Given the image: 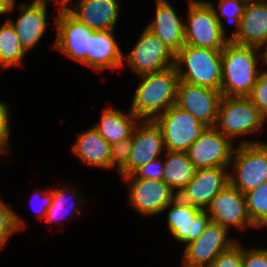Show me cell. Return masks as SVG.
<instances>
[{
  "instance_id": "obj_5",
  "label": "cell",
  "mask_w": 267,
  "mask_h": 267,
  "mask_svg": "<svg viewBox=\"0 0 267 267\" xmlns=\"http://www.w3.org/2000/svg\"><path fill=\"white\" fill-rule=\"evenodd\" d=\"M233 154L235 176H229L233 187L245 195L267 181V143L244 140Z\"/></svg>"
},
{
  "instance_id": "obj_32",
  "label": "cell",
  "mask_w": 267,
  "mask_h": 267,
  "mask_svg": "<svg viewBox=\"0 0 267 267\" xmlns=\"http://www.w3.org/2000/svg\"><path fill=\"white\" fill-rule=\"evenodd\" d=\"M244 247L237 241L212 262L209 267H243Z\"/></svg>"
},
{
  "instance_id": "obj_28",
  "label": "cell",
  "mask_w": 267,
  "mask_h": 267,
  "mask_svg": "<svg viewBox=\"0 0 267 267\" xmlns=\"http://www.w3.org/2000/svg\"><path fill=\"white\" fill-rule=\"evenodd\" d=\"M22 226H24V222L0 200V248H3L7 239Z\"/></svg>"
},
{
  "instance_id": "obj_38",
  "label": "cell",
  "mask_w": 267,
  "mask_h": 267,
  "mask_svg": "<svg viewBox=\"0 0 267 267\" xmlns=\"http://www.w3.org/2000/svg\"><path fill=\"white\" fill-rule=\"evenodd\" d=\"M15 0H0V14L10 13L13 11Z\"/></svg>"
},
{
  "instance_id": "obj_35",
  "label": "cell",
  "mask_w": 267,
  "mask_h": 267,
  "mask_svg": "<svg viewBox=\"0 0 267 267\" xmlns=\"http://www.w3.org/2000/svg\"><path fill=\"white\" fill-rule=\"evenodd\" d=\"M8 106L0 102V154H6L9 150L8 138L10 136V126L8 121Z\"/></svg>"
},
{
  "instance_id": "obj_27",
  "label": "cell",
  "mask_w": 267,
  "mask_h": 267,
  "mask_svg": "<svg viewBox=\"0 0 267 267\" xmlns=\"http://www.w3.org/2000/svg\"><path fill=\"white\" fill-rule=\"evenodd\" d=\"M247 213L255 228L267 227V181L245 194Z\"/></svg>"
},
{
  "instance_id": "obj_8",
  "label": "cell",
  "mask_w": 267,
  "mask_h": 267,
  "mask_svg": "<svg viewBox=\"0 0 267 267\" xmlns=\"http://www.w3.org/2000/svg\"><path fill=\"white\" fill-rule=\"evenodd\" d=\"M175 55L155 34L145 28L125 60L127 65L140 76L174 66Z\"/></svg>"
},
{
  "instance_id": "obj_22",
  "label": "cell",
  "mask_w": 267,
  "mask_h": 267,
  "mask_svg": "<svg viewBox=\"0 0 267 267\" xmlns=\"http://www.w3.org/2000/svg\"><path fill=\"white\" fill-rule=\"evenodd\" d=\"M124 58L115 40L113 30L94 31L90 36L89 53H86V65L97 71L104 68L124 66Z\"/></svg>"
},
{
  "instance_id": "obj_40",
  "label": "cell",
  "mask_w": 267,
  "mask_h": 267,
  "mask_svg": "<svg viewBox=\"0 0 267 267\" xmlns=\"http://www.w3.org/2000/svg\"><path fill=\"white\" fill-rule=\"evenodd\" d=\"M261 56H262L261 59L264 61L265 64H267V45H266V49L261 54Z\"/></svg>"
},
{
  "instance_id": "obj_29",
  "label": "cell",
  "mask_w": 267,
  "mask_h": 267,
  "mask_svg": "<svg viewBox=\"0 0 267 267\" xmlns=\"http://www.w3.org/2000/svg\"><path fill=\"white\" fill-rule=\"evenodd\" d=\"M247 1L248 0H220L219 2L221 15L237 26L235 32L230 36L229 41H232L239 33L241 17Z\"/></svg>"
},
{
  "instance_id": "obj_13",
  "label": "cell",
  "mask_w": 267,
  "mask_h": 267,
  "mask_svg": "<svg viewBox=\"0 0 267 267\" xmlns=\"http://www.w3.org/2000/svg\"><path fill=\"white\" fill-rule=\"evenodd\" d=\"M236 242L228 238L226 228L210 221L202 234L186 245L183 261L191 266L209 267L220 253Z\"/></svg>"
},
{
  "instance_id": "obj_12",
  "label": "cell",
  "mask_w": 267,
  "mask_h": 267,
  "mask_svg": "<svg viewBox=\"0 0 267 267\" xmlns=\"http://www.w3.org/2000/svg\"><path fill=\"white\" fill-rule=\"evenodd\" d=\"M132 134V149L128 163L119 171L122 177L131 175L139 167L161 158L159 154L165 148L160 127L155 121L141 120Z\"/></svg>"
},
{
  "instance_id": "obj_3",
  "label": "cell",
  "mask_w": 267,
  "mask_h": 267,
  "mask_svg": "<svg viewBox=\"0 0 267 267\" xmlns=\"http://www.w3.org/2000/svg\"><path fill=\"white\" fill-rule=\"evenodd\" d=\"M183 64L187 65L185 72H183ZM175 67L180 81L220 91L222 50L185 44L175 55Z\"/></svg>"
},
{
  "instance_id": "obj_36",
  "label": "cell",
  "mask_w": 267,
  "mask_h": 267,
  "mask_svg": "<svg viewBox=\"0 0 267 267\" xmlns=\"http://www.w3.org/2000/svg\"><path fill=\"white\" fill-rule=\"evenodd\" d=\"M243 267H267V249H243Z\"/></svg>"
},
{
  "instance_id": "obj_33",
  "label": "cell",
  "mask_w": 267,
  "mask_h": 267,
  "mask_svg": "<svg viewBox=\"0 0 267 267\" xmlns=\"http://www.w3.org/2000/svg\"><path fill=\"white\" fill-rule=\"evenodd\" d=\"M132 146V137L111 145V168L117 165L120 171L128 163Z\"/></svg>"
},
{
  "instance_id": "obj_16",
  "label": "cell",
  "mask_w": 267,
  "mask_h": 267,
  "mask_svg": "<svg viewBox=\"0 0 267 267\" xmlns=\"http://www.w3.org/2000/svg\"><path fill=\"white\" fill-rule=\"evenodd\" d=\"M170 207L168 227L173 237L180 242L188 244L196 240L211 221L205 210L183 202L178 196L165 210Z\"/></svg>"
},
{
  "instance_id": "obj_6",
  "label": "cell",
  "mask_w": 267,
  "mask_h": 267,
  "mask_svg": "<svg viewBox=\"0 0 267 267\" xmlns=\"http://www.w3.org/2000/svg\"><path fill=\"white\" fill-rule=\"evenodd\" d=\"M266 118L247 97L223 96L215 128L230 140L258 131Z\"/></svg>"
},
{
  "instance_id": "obj_34",
  "label": "cell",
  "mask_w": 267,
  "mask_h": 267,
  "mask_svg": "<svg viewBox=\"0 0 267 267\" xmlns=\"http://www.w3.org/2000/svg\"><path fill=\"white\" fill-rule=\"evenodd\" d=\"M163 171L164 163H161L158 158L153 161H150L146 165L139 167L132 173V175L135 178L162 180Z\"/></svg>"
},
{
  "instance_id": "obj_30",
  "label": "cell",
  "mask_w": 267,
  "mask_h": 267,
  "mask_svg": "<svg viewBox=\"0 0 267 267\" xmlns=\"http://www.w3.org/2000/svg\"><path fill=\"white\" fill-rule=\"evenodd\" d=\"M66 187V188H65ZM69 185L68 186H63L62 188H58L55 189L54 191L52 190V196H53V200L52 203L49 207V209L46 212L45 215V221L46 222H52V221H56V219H59L58 216L62 215V213L66 210L67 212L69 211L68 209H66V197L65 195L67 194V190L69 189ZM69 204V203H68ZM72 206V210L73 208H75L76 212H78V208L75 207V201H73V203L71 204ZM67 213L65 212V215ZM63 216V215H62Z\"/></svg>"
},
{
  "instance_id": "obj_39",
  "label": "cell",
  "mask_w": 267,
  "mask_h": 267,
  "mask_svg": "<svg viewBox=\"0 0 267 267\" xmlns=\"http://www.w3.org/2000/svg\"><path fill=\"white\" fill-rule=\"evenodd\" d=\"M50 1H54L55 3H57L58 1H60V8H66L68 6V2L72 1V0H50Z\"/></svg>"
},
{
  "instance_id": "obj_9",
  "label": "cell",
  "mask_w": 267,
  "mask_h": 267,
  "mask_svg": "<svg viewBox=\"0 0 267 267\" xmlns=\"http://www.w3.org/2000/svg\"><path fill=\"white\" fill-rule=\"evenodd\" d=\"M233 142L215 127H208L186 151L195 169L227 168L232 162Z\"/></svg>"
},
{
  "instance_id": "obj_4",
  "label": "cell",
  "mask_w": 267,
  "mask_h": 267,
  "mask_svg": "<svg viewBox=\"0 0 267 267\" xmlns=\"http://www.w3.org/2000/svg\"><path fill=\"white\" fill-rule=\"evenodd\" d=\"M185 44L211 50H223L229 42L221 16L210 2L190 0Z\"/></svg>"
},
{
  "instance_id": "obj_31",
  "label": "cell",
  "mask_w": 267,
  "mask_h": 267,
  "mask_svg": "<svg viewBox=\"0 0 267 267\" xmlns=\"http://www.w3.org/2000/svg\"><path fill=\"white\" fill-rule=\"evenodd\" d=\"M260 111L267 117V71L260 73L257 77L256 84L253 86L251 93L247 97Z\"/></svg>"
},
{
  "instance_id": "obj_11",
  "label": "cell",
  "mask_w": 267,
  "mask_h": 267,
  "mask_svg": "<svg viewBox=\"0 0 267 267\" xmlns=\"http://www.w3.org/2000/svg\"><path fill=\"white\" fill-rule=\"evenodd\" d=\"M57 39L54 47L86 65V53H89L90 36L95 31L74 18L66 8H60L55 18Z\"/></svg>"
},
{
  "instance_id": "obj_14",
  "label": "cell",
  "mask_w": 267,
  "mask_h": 267,
  "mask_svg": "<svg viewBox=\"0 0 267 267\" xmlns=\"http://www.w3.org/2000/svg\"><path fill=\"white\" fill-rule=\"evenodd\" d=\"M212 222L227 230L232 225L241 230L247 226L255 227L247 213L245 195L228 184L213 199L205 210Z\"/></svg>"
},
{
  "instance_id": "obj_24",
  "label": "cell",
  "mask_w": 267,
  "mask_h": 267,
  "mask_svg": "<svg viewBox=\"0 0 267 267\" xmlns=\"http://www.w3.org/2000/svg\"><path fill=\"white\" fill-rule=\"evenodd\" d=\"M140 121L132 111L125 115L117 109L107 108L102 112L100 123L93 127L110 145H113L132 137L133 131Z\"/></svg>"
},
{
  "instance_id": "obj_19",
  "label": "cell",
  "mask_w": 267,
  "mask_h": 267,
  "mask_svg": "<svg viewBox=\"0 0 267 267\" xmlns=\"http://www.w3.org/2000/svg\"><path fill=\"white\" fill-rule=\"evenodd\" d=\"M232 42L260 49L267 45V1L248 0L241 17L240 30Z\"/></svg>"
},
{
  "instance_id": "obj_41",
  "label": "cell",
  "mask_w": 267,
  "mask_h": 267,
  "mask_svg": "<svg viewBox=\"0 0 267 267\" xmlns=\"http://www.w3.org/2000/svg\"><path fill=\"white\" fill-rule=\"evenodd\" d=\"M184 265H183V267H200V266H191V265H188V264H185V263H183Z\"/></svg>"
},
{
  "instance_id": "obj_37",
  "label": "cell",
  "mask_w": 267,
  "mask_h": 267,
  "mask_svg": "<svg viewBox=\"0 0 267 267\" xmlns=\"http://www.w3.org/2000/svg\"><path fill=\"white\" fill-rule=\"evenodd\" d=\"M46 191V192H45ZM45 191H41L40 192V195H43L44 196V194H45V196L43 197V199H44V201H43V208L40 210V212H41V215L42 216H44L45 217V215H46V212H47V210L49 209V207H50V205H51V203H52V200H53V196H52V190H45ZM36 197V196H35ZM35 197H33V198H35ZM36 208V207H35ZM34 208V209H35ZM39 211V210H38Z\"/></svg>"
},
{
  "instance_id": "obj_18",
  "label": "cell",
  "mask_w": 267,
  "mask_h": 267,
  "mask_svg": "<svg viewBox=\"0 0 267 267\" xmlns=\"http://www.w3.org/2000/svg\"><path fill=\"white\" fill-rule=\"evenodd\" d=\"M46 5L47 1L43 0H33L28 5L22 3L19 6L21 14L17 22L15 23L8 18L26 52L38 43L44 34L46 25H48Z\"/></svg>"
},
{
  "instance_id": "obj_25",
  "label": "cell",
  "mask_w": 267,
  "mask_h": 267,
  "mask_svg": "<svg viewBox=\"0 0 267 267\" xmlns=\"http://www.w3.org/2000/svg\"><path fill=\"white\" fill-rule=\"evenodd\" d=\"M166 157L162 180L173 191L178 189L176 194H179L193 179L196 169L187 152L167 150Z\"/></svg>"
},
{
  "instance_id": "obj_20",
  "label": "cell",
  "mask_w": 267,
  "mask_h": 267,
  "mask_svg": "<svg viewBox=\"0 0 267 267\" xmlns=\"http://www.w3.org/2000/svg\"><path fill=\"white\" fill-rule=\"evenodd\" d=\"M156 17L146 29L155 34L175 54L185 46V22L168 0H156Z\"/></svg>"
},
{
  "instance_id": "obj_15",
  "label": "cell",
  "mask_w": 267,
  "mask_h": 267,
  "mask_svg": "<svg viewBox=\"0 0 267 267\" xmlns=\"http://www.w3.org/2000/svg\"><path fill=\"white\" fill-rule=\"evenodd\" d=\"M123 178L133 179L130 204L144 216L162 213L178 196L163 180L135 178L132 174Z\"/></svg>"
},
{
  "instance_id": "obj_2",
  "label": "cell",
  "mask_w": 267,
  "mask_h": 267,
  "mask_svg": "<svg viewBox=\"0 0 267 267\" xmlns=\"http://www.w3.org/2000/svg\"><path fill=\"white\" fill-rule=\"evenodd\" d=\"M229 41L222 50V81L220 91L226 97H248L259 75L256 51Z\"/></svg>"
},
{
  "instance_id": "obj_26",
  "label": "cell",
  "mask_w": 267,
  "mask_h": 267,
  "mask_svg": "<svg viewBox=\"0 0 267 267\" xmlns=\"http://www.w3.org/2000/svg\"><path fill=\"white\" fill-rule=\"evenodd\" d=\"M25 53L27 52L21 46L15 29L6 20L0 26V66L7 68L9 66L20 65Z\"/></svg>"
},
{
  "instance_id": "obj_10",
  "label": "cell",
  "mask_w": 267,
  "mask_h": 267,
  "mask_svg": "<svg viewBox=\"0 0 267 267\" xmlns=\"http://www.w3.org/2000/svg\"><path fill=\"white\" fill-rule=\"evenodd\" d=\"M222 97L219 90L179 81L175 106L189 112L207 127H215Z\"/></svg>"
},
{
  "instance_id": "obj_23",
  "label": "cell",
  "mask_w": 267,
  "mask_h": 267,
  "mask_svg": "<svg viewBox=\"0 0 267 267\" xmlns=\"http://www.w3.org/2000/svg\"><path fill=\"white\" fill-rule=\"evenodd\" d=\"M72 151L85 164L111 168V145L94 127L79 134Z\"/></svg>"
},
{
  "instance_id": "obj_7",
  "label": "cell",
  "mask_w": 267,
  "mask_h": 267,
  "mask_svg": "<svg viewBox=\"0 0 267 267\" xmlns=\"http://www.w3.org/2000/svg\"><path fill=\"white\" fill-rule=\"evenodd\" d=\"M160 127L166 150L186 152L208 128L189 112L173 105L155 120Z\"/></svg>"
},
{
  "instance_id": "obj_1",
  "label": "cell",
  "mask_w": 267,
  "mask_h": 267,
  "mask_svg": "<svg viewBox=\"0 0 267 267\" xmlns=\"http://www.w3.org/2000/svg\"><path fill=\"white\" fill-rule=\"evenodd\" d=\"M140 76L142 82L135 92L130 110L140 120L154 121L175 105L180 81L177 69L174 65L165 70Z\"/></svg>"
},
{
  "instance_id": "obj_21",
  "label": "cell",
  "mask_w": 267,
  "mask_h": 267,
  "mask_svg": "<svg viewBox=\"0 0 267 267\" xmlns=\"http://www.w3.org/2000/svg\"><path fill=\"white\" fill-rule=\"evenodd\" d=\"M66 10L78 21L95 31L114 30L119 5L117 0H79L76 9Z\"/></svg>"
},
{
  "instance_id": "obj_17",
  "label": "cell",
  "mask_w": 267,
  "mask_h": 267,
  "mask_svg": "<svg viewBox=\"0 0 267 267\" xmlns=\"http://www.w3.org/2000/svg\"><path fill=\"white\" fill-rule=\"evenodd\" d=\"M226 169L221 167L197 169L193 179L178 197L185 203L206 210L212 199L230 184V174L226 173Z\"/></svg>"
}]
</instances>
